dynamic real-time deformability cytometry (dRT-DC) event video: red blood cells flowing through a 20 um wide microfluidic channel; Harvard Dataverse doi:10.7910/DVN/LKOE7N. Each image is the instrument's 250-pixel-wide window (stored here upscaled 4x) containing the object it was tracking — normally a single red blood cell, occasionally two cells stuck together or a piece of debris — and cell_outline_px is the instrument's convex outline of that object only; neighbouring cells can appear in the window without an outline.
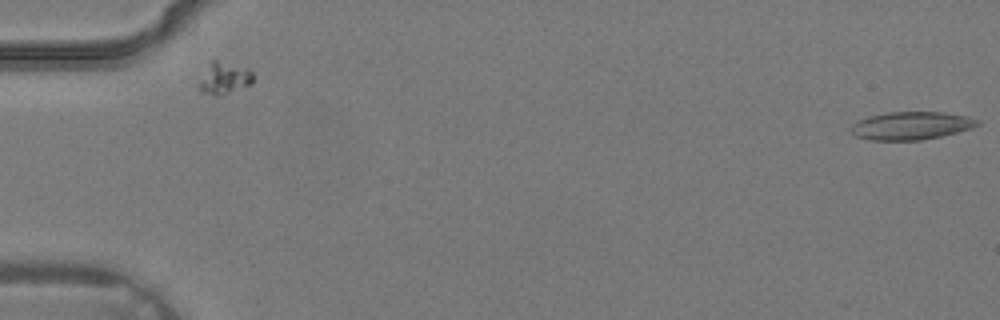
{"species": "common noctule bat (a hibernating species)", "species_latin": "Nyctalus noctula", "temperature_condition": "warm", "stored_images_in_passage": 5, "camera_frame_rate_fps": 3000, "um_per_image_px": 0.085, "animal": {"sex": "male", "body_mass_g": 19.2, "forearm_length_mm": 51.8}, "frame": {"image": 1, "passage_image": 1, "time_ms": 0.0, "image_size_px": [1000, 320], "cell_outline_px": [[980, 124], [972, 128], [940, 136], [920, 140], [872, 140], [856, 136], [848, 132], [848, 128], [856, 120], [868, 116], [888, 112], [944, 112], [968, 116], [980, 120]], "centroid_in_image_um": [77.4, 10.67], "position_along_channel_um": 7.6, "area_um2": 20.81}}